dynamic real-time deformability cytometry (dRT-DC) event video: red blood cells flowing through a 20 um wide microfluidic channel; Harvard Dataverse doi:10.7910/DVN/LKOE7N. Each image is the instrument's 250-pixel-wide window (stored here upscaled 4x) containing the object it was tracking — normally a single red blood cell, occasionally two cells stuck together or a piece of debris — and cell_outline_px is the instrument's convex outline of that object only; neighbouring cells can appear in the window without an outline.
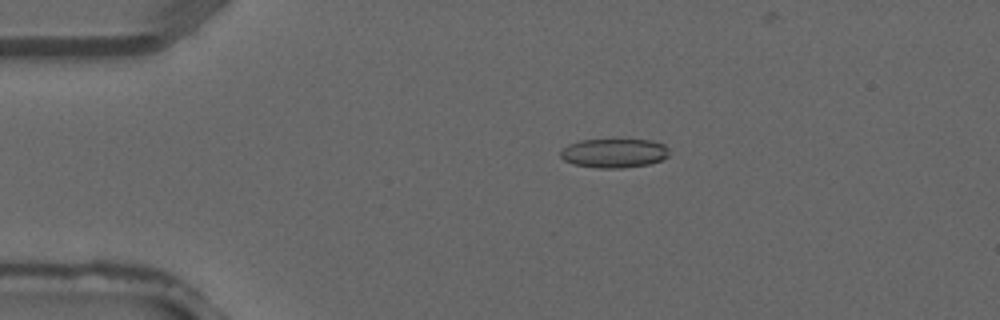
{"species": "common noctule bat (a hibernating species)", "species_latin": "Nyctalus noctula", "temperature_condition": "warm", "stored_images_in_passage": 3, "camera_frame_rate_fps": 3000, "um_per_image_px": 0.085, "animal": {"sex": "male", "forearm_length_mm": 52.5}, "frame": {"image": 1, "passage_image": 2, "time_ms": 0.333, "image_size_px": [1000, 320], "cell_outline_px": [[668, 156], [660, 160], [648, 164], [620, 168], [596, 168], [572, 164], [564, 160], [560, 156], [560, 152], [568, 144], [580, 140], [612, 136], [652, 140], [664, 144], [668, 148]], "centroid_in_image_um": [52.18, 12.95], "position_along_channel_um": 32.8, "area_um2": 19.42}}